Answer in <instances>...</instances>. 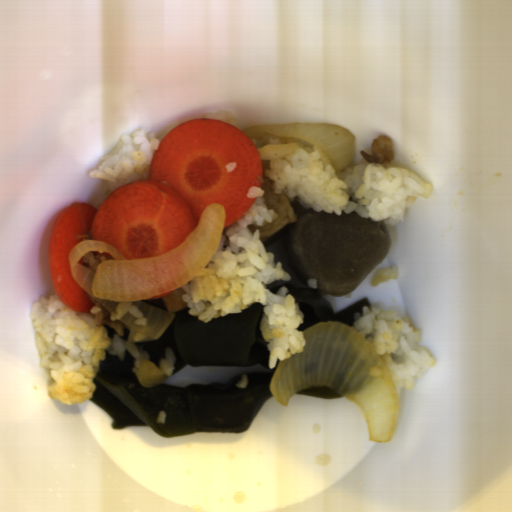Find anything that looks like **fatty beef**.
I'll return each mask as SVG.
<instances>
[{
	"label": "fatty beef",
	"mask_w": 512,
	"mask_h": 512,
	"mask_svg": "<svg viewBox=\"0 0 512 512\" xmlns=\"http://www.w3.org/2000/svg\"><path fill=\"white\" fill-rule=\"evenodd\" d=\"M372 153L369 154L364 149H360V155L371 164L390 163L393 161L394 152L392 150L391 140L385 135H379L371 143Z\"/></svg>",
	"instance_id": "fatty-beef-1"
},
{
	"label": "fatty beef",
	"mask_w": 512,
	"mask_h": 512,
	"mask_svg": "<svg viewBox=\"0 0 512 512\" xmlns=\"http://www.w3.org/2000/svg\"><path fill=\"white\" fill-rule=\"evenodd\" d=\"M83 261H82V266H84L85 268L91 270L92 272L95 273L96 269L98 266H100L101 262L102 261H106V260H115L112 256L111 257H106L104 255H100L94 251H89L87 253H85L83 256Z\"/></svg>",
	"instance_id": "fatty-beef-3"
},
{
	"label": "fatty beef",
	"mask_w": 512,
	"mask_h": 512,
	"mask_svg": "<svg viewBox=\"0 0 512 512\" xmlns=\"http://www.w3.org/2000/svg\"><path fill=\"white\" fill-rule=\"evenodd\" d=\"M90 300L94 304V306L101 308V311L99 313L93 314L94 325L101 326L103 324H106L110 328L115 329L118 332L119 336L123 337V329L126 327L127 324L121 321V319L111 320V315L113 311L109 310L108 308H106L105 306H103L102 304H100L91 297Z\"/></svg>",
	"instance_id": "fatty-beef-2"
}]
</instances>
